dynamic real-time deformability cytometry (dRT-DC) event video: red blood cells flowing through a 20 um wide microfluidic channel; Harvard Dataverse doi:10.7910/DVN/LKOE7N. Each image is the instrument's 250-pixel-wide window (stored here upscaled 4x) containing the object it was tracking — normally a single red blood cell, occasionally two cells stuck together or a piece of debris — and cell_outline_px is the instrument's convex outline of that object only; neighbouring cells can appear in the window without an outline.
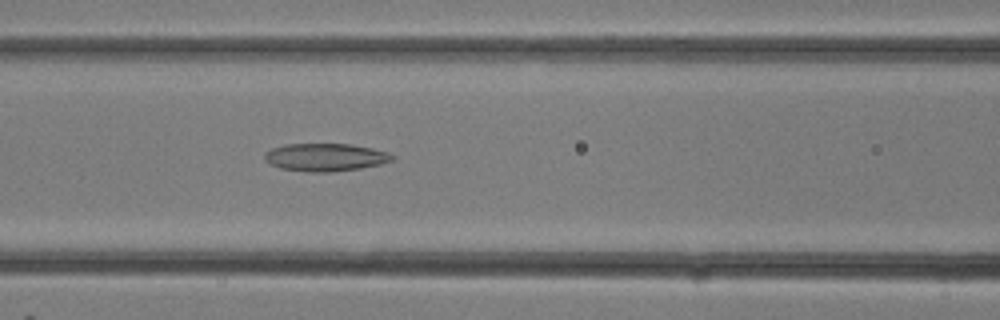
{"species": "common noctule bat (a hibernating species)", "species_latin": "Nyctalus noctula", "temperature_condition": "room temperature", "stored_images_in_passage": 11, "camera_frame_rate_fps": 3000, "um_per_image_px": 0.085, "animal": {"sex": "female"}, "frame": {"image": 1, "passage_image": 11, "time_ms": 3.333, "image_size_px": [1000, 320], "cell_outline_px": [[396, 156], [392, 160], [380, 164], [360, 168], [332, 172], [308, 172], [280, 168], [268, 164], [264, 160], [264, 152], [272, 148], [284, 144], [348, 144], [372, 148], [388, 152]], "centroid_in_image_um": [27.62, 13.37], "position_along_channel_um": 139.0, "area_um2": 20.81}}